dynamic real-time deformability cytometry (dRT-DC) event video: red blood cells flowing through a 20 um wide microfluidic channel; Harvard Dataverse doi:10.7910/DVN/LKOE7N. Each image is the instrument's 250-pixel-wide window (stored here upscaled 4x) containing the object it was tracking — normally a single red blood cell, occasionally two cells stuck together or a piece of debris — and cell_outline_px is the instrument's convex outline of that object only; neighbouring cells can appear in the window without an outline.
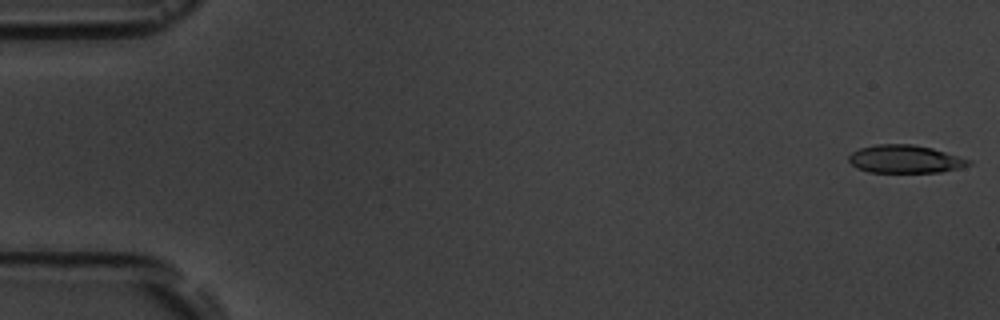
{"species": "common noctule bat (a hibernating species)", "species_latin": "Nyctalus noctula", "temperature_condition": "room temperature", "stored_images_in_passage": 5, "segment_of_instrument_passage": [2, 2], "camera_frame_rate_fps": 3000, "um_per_image_px": 0.085, "animal": {"sex": "male", "body_mass_g": 19.5, "forearm_length_mm": 54.6}, "frame": {"image": 1, "passage_image": 5, "time_ms": 6.333, "image_size_px": [1000, 320], "cell_outline_px": [[972, 164], [960, 168], [940, 172], [868, 172], [856, 168], [848, 160], [848, 156], [852, 152], [860, 148], [876, 144], [912, 144], [932, 148], [972, 160]], "centroid_in_image_um": [76.93, 13.52], "position_along_channel_um": 8.1, "area_um2": 19.59}}